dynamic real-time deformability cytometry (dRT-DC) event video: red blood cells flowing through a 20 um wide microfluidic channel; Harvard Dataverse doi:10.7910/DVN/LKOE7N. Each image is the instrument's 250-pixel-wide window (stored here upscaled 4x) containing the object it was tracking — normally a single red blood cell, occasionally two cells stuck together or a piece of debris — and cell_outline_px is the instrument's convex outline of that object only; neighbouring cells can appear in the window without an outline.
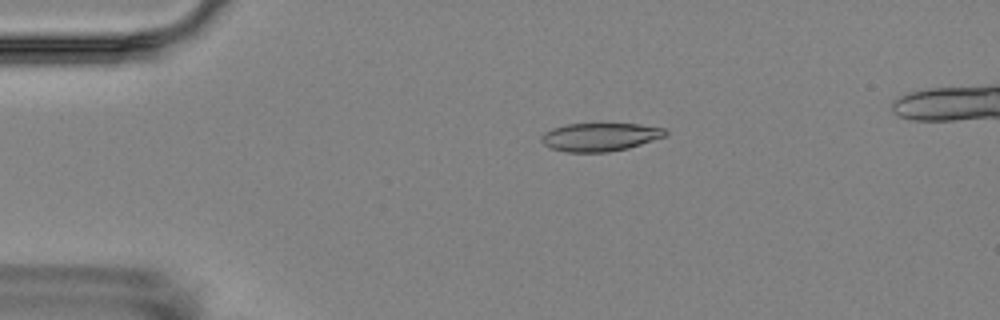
{"species": "Egyptian fruit bat (a non-hibernating species)", "species_latin": "Rousettus aegyptiacus", "temperature_condition": "room temperature", "stored_images_in_passage": 3, "camera_frame_rate_fps": 3000, "um_per_image_px": 0.085, "animal": {"sex": "female"}, "frame": {"image": 1, "passage_image": 1, "time_ms": 0.0, "image_size_px": [1000, 320], "cell_outline_px": [[668, 132], [664, 136], [628, 148], [608, 152], [568, 152], [552, 148], [544, 144], [540, 140], [540, 136], [544, 132], [552, 128], [568, 124], [640, 124], [664, 128]], "centroid_in_image_um": [50.97, 11.64], "position_along_channel_um": 34.0, "area_um2": 20.23}}
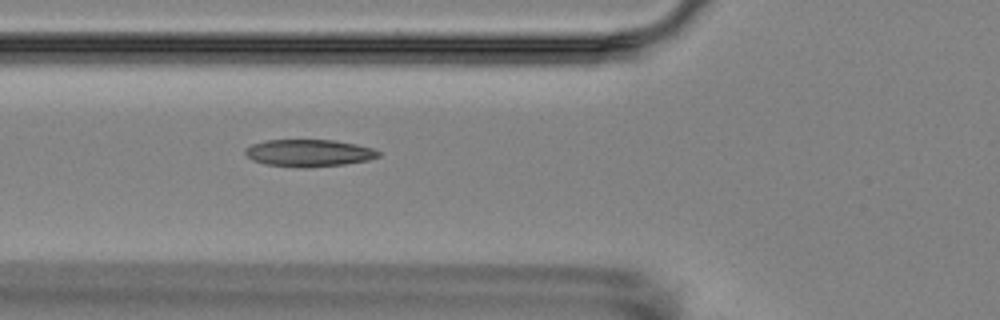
{"frame": {"image": 2, "passage_image": 3, "time_ms": 3.0, "image_size_px": [1000, 320], "cell_outline_px": [[380, 156], [368, 160], [344, 164], [308, 168], [296, 168], [264, 164], [252, 160], [244, 152], [244, 148], [252, 144], [268, 140], [336, 140], [356, 144], [372, 148], [380, 152]], "centroid_in_image_um": [26.24, 13.01], "position_along_channel_um": 99.6, "area_um2": 21.27}}